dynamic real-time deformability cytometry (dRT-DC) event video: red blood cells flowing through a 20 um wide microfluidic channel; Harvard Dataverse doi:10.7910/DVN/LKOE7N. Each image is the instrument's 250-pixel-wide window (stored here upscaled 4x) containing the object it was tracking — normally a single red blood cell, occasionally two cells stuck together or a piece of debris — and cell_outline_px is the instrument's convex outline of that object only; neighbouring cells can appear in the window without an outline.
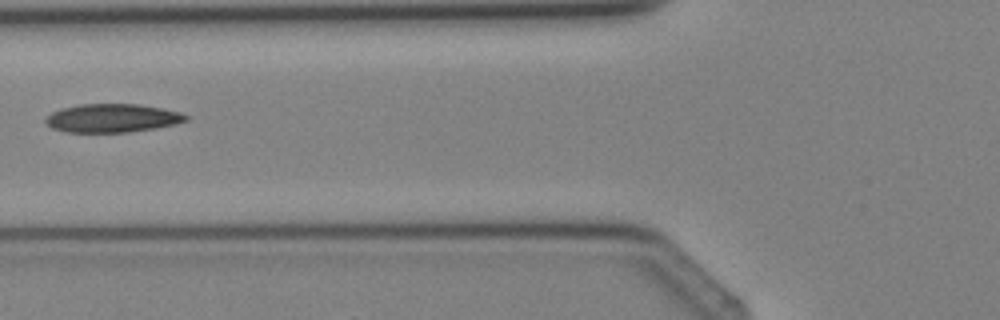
{"species": "Egyptian fruit bat (a non-hibernating species)", "species_latin": "Rousettus aegyptiacus", "temperature_condition": "cold", "stored_images_in_passage": 5, "camera_frame_rate_fps": 3000, "um_per_image_px": 0.085, "animal": {"sex": "female"}, "frame": {"image": 1, "passage_image": 5, "time_ms": 4.667, "image_size_px": [1000, 320], "cell_outline_px": [[188, 120], [176, 124], [156, 128], [128, 132], [64, 132], [52, 128], [44, 120], [52, 112], [60, 108], [80, 104], [140, 104], [164, 108], [180, 112], [188, 116]], "centroid_in_image_um": [9.56, 10.03], "position_along_channel_um": 116.2, "area_um2": 23.41}}